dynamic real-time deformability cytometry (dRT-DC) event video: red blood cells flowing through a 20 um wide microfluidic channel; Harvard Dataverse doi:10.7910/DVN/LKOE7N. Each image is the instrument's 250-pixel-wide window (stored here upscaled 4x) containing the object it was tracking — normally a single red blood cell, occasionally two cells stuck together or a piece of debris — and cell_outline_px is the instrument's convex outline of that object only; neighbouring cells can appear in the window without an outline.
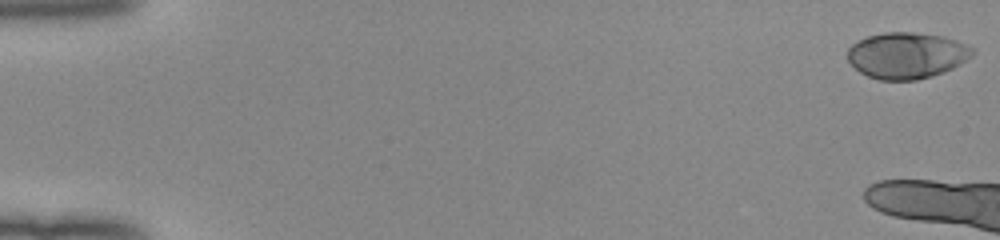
{"species": "human", "species_latin": "Homo sapiens", "temperature_condition": "room temperature", "stored_images_in_passage": 5, "camera_frame_rate_fps": 3000, "um_per_image_px": 0.085, "donor": {"sex": "female"}, "frame": {"image": 1, "passage_image": 1, "time_ms": 0.0, "image_size_px": [1000, 240], "cell_outline_px": [[976, 52], [972, 56], [960, 64], [952, 68], [932, 76], [916, 80], [880, 80], [868, 76], [860, 72], [848, 60], [848, 48], [856, 40], [868, 36], [884, 32], [912, 32], [944, 36], [968, 44]], "centroid_in_image_um": [77.08, 4.7], "position_along_channel_um": 7.9, "area_um2": 33.76}}